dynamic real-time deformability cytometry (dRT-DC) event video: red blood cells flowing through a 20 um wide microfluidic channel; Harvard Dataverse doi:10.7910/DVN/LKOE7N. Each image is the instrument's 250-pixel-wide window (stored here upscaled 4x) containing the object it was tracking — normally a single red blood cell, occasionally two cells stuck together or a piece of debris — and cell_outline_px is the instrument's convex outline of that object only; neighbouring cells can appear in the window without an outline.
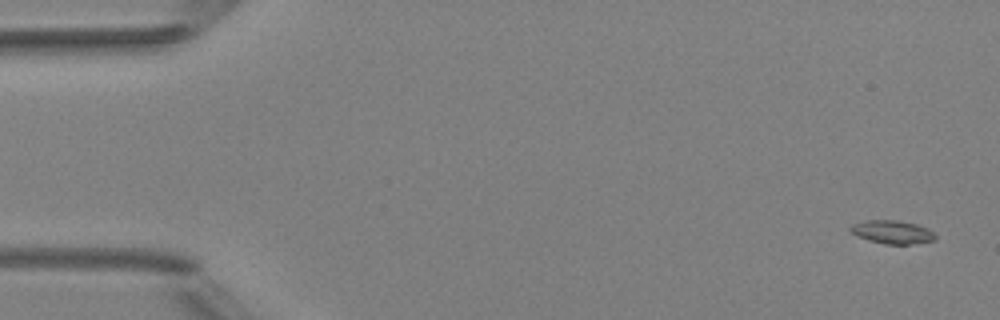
{"species": "Egyptian fruit bat (a non-hibernating species)", "species_latin": "Rousettus aegyptiacus", "temperature_condition": "room temperature", "stored_images_in_passage": 5, "camera_frame_rate_fps": 3000, "um_per_image_px": 0.085, "animal": {"sex": "female"}, "frame": {"image": 1, "passage_image": 1, "time_ms": 0.0, "image_size_px": [1000, 320], "cell_outline_px": [[936, 240], [908, 244], [884, 244], [868, 240], [852, 232], [848, 228], [852, 224], [868, 220], [896, 220], [916, 224], [928, 228], [936, 236]], "centroid_in_image_um": [75.85, 19.72], "position_along_channel_um": 9.1, "area_um2": 11.39}}
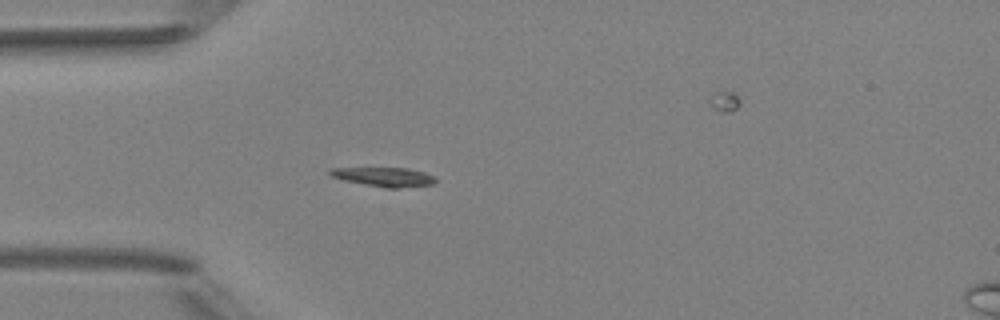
{"frame": {"image": 2, "passage_image": 4, "time_ms": 4.333, "image_size_px": [1000, 320], "cell_outline_px": [[436, 180], [432, 184], [396, 188], [384, 188], [344, 180], [332, 176], [328, 172], [332, 168], [408, 168], [424, 172], [432, 176]], "centroid_in_image_um": [32.64, 15.03], "position_along_channel_um": 52.4, "area_um2": 11.56}}